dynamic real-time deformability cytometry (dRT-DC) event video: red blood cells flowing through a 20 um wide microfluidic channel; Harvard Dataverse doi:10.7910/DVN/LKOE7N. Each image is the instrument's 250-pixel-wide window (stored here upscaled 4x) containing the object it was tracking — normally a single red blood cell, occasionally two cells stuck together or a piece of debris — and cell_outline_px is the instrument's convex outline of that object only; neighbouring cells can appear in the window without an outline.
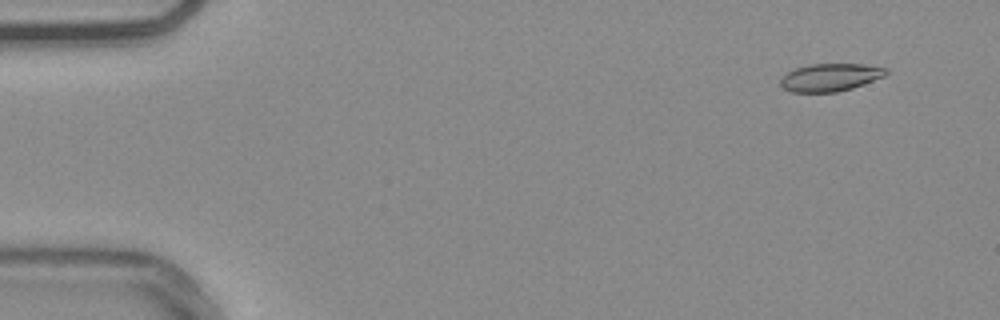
{"species": "common noctule bat (a hibernating species)", "species_latin": "Nyctalus noctula", "temperature_condition": "warm", "stored_images_in_passage": 55, "camera_frame_rate_fps": 3000, "um_per_image_px": 0.085, "animal": {"sex": "male", "body_mass_g": 20.4}, "frame": {"image": 1, "passage_image": 5, "time_ms": 1.333, "image_size_px": [1000, 320], "cell_outline_px": [[888, 72], [884, 76], [864, 84], [852, 88], [836, 92], [792, 92], [784, 88], [780, 84], [780, 80], [788, 72], [796, 68], [808, 64], [864, 64], [888, 68]], "centroid_in_image_um": [70.59, 6.57], "position_along_channel_um": 14.4, "area_um2": 16.99}}
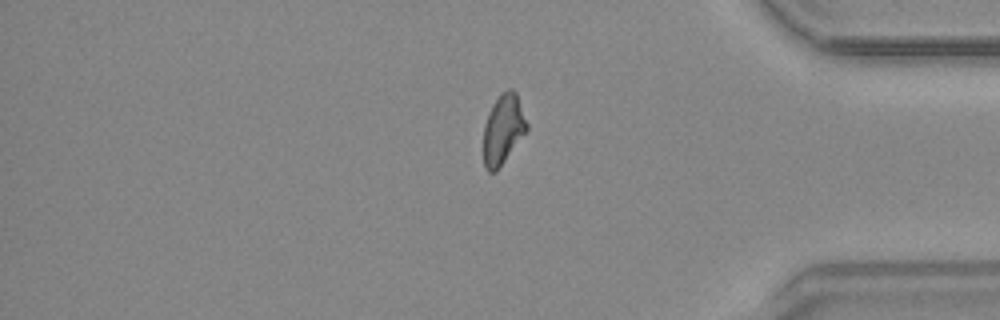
{"frame": {"image": 2, "passage_image": 46, "time_ms": 15.0, "image_size_px": [1000, 320], "cell_outline_px": [[528, 128], [496, 172], [488, 172], [484, 168], [484, 124], [488, 112], [492, 104], [500, 92], [508, 88], [512, 88], [516, 92], [528, 124]], "centroid_in_image_um": [42.75, 10.95], "position_along_channel_um": 392.5, "area_um2": 17.63}}
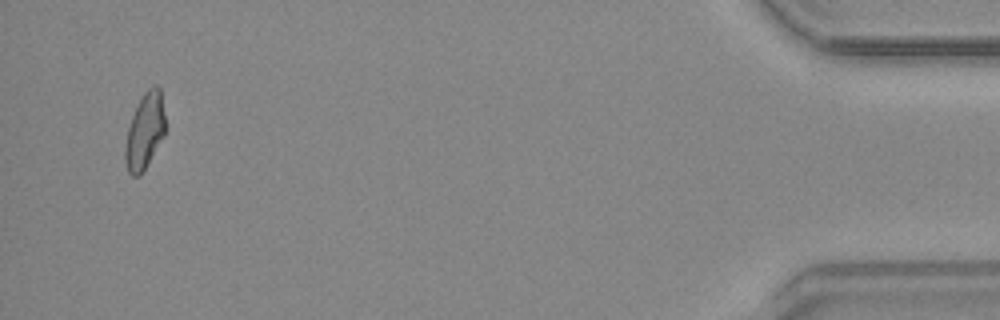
{"frame": {"image": 3, "passage_image": 53, "time_ms": 17.333, "image_size_px": [1000, 320], "cell_outline_px": [[164, 136], [140, 176], [132, 176], [128, 172], [124, 160], [124, 148], [128, 128], [132, 116], [144, 92], [148, 88], [156, 84], [160, 88], [164, 116]], "centroid_in_image_um": [12.28, 11.17], "position_along_channel_um": 422.9, "area_um2": 17.51}, "authors_computed_cell_mechanics": {"area_um2": 17.7446, "velocity_mm_per_s": 3.7771, "shape_relaxation_time_tau1_ms": null, "shape_relaxation_time_tau2_ms": 3.3582, "deformation_change_tau1": null, "deformation_change_tau2": 0.102}}